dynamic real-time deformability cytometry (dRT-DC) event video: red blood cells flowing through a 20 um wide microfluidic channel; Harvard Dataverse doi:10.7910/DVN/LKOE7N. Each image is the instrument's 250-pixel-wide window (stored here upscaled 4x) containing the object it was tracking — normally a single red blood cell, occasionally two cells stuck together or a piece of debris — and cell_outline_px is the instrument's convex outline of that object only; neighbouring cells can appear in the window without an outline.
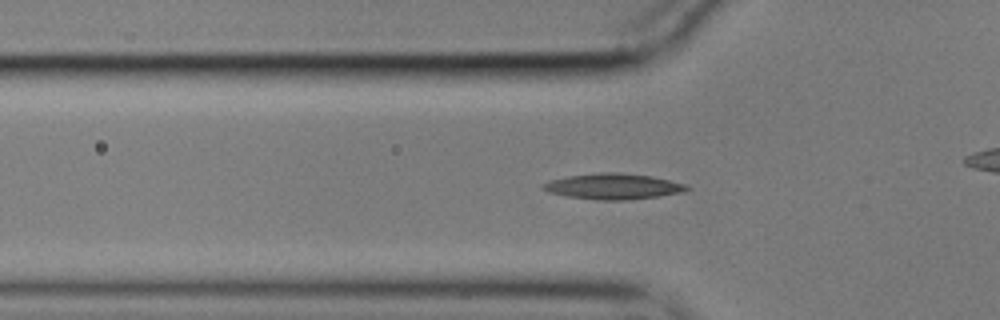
{"species": "common noctule bat (a hibernating species)", "species_latin": "Nyctalus noctula", "temperature_condition": "cold", "stored_images_in_passage": 56, "camera_frame_rate_fps": 3000, "um_per_image_px": 0.085, "animal": {"sex": "male", "body_mass_g": 17.9}, "frame": {"image": 1, "passage_image": 17, "time_ms": 5.333, "image_size_px": [1000, 320], "cell_outline_px": [[688, 188], [680, 192], [656, 196], [628, 200], [600, 200], [568, 196], [548, 192], [540, 188], [540, 184], [548, 180], [568, 176], [600, 172], [616, 172], [652, 176], [684, 184]], "centroid_in_image_um": [52.01, 15.83], "position_along_channel_um": 73.8, "area_um2": 21.33}}
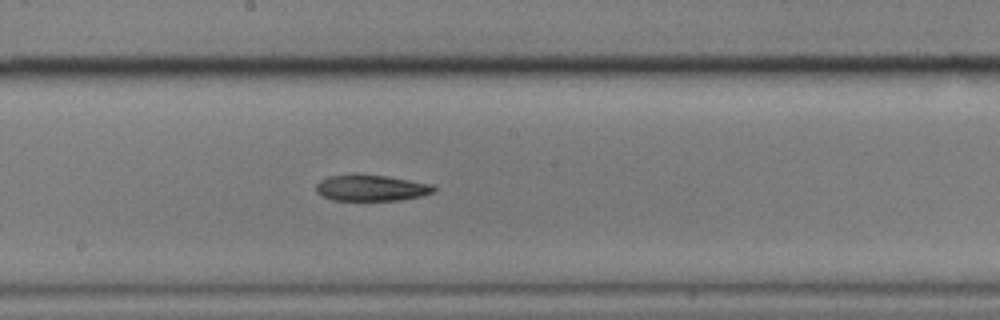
{"frame": {"image": 2, "passage_image": 29, "time_ms": 9.333, "image_size_px": [1000, 320], "cell_outline_px": [[436, 192], [420, 196], [400, 200], [332, 200], [316, 192], [316, 184], [320, 180], [328, 176], [352, 172], [356, 172], [388, 176], [432, 184], [436, 188]], "centroid_in_image_um": [31.53, 15.94], "position_along_channel_um": 216.7, "area_um2": 18.44}}
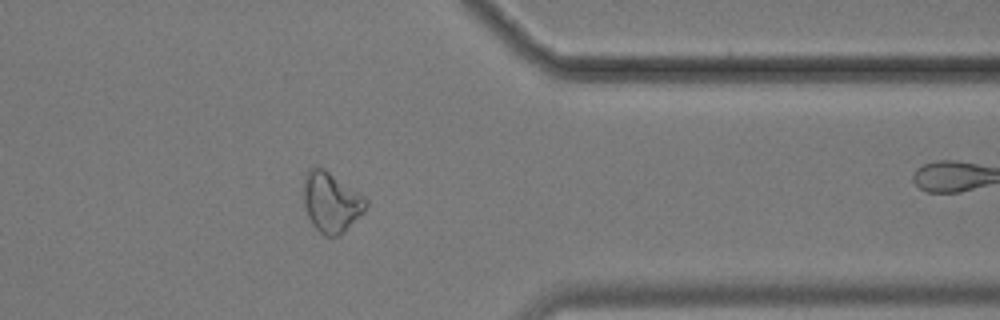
{"frame": {"image": 3, "passage_image": 44, "time_ms": 14.333, "image_size_px": [1000, 320], "cell_outline_px": [[368, 204], [364, 212], [340, 236], [324, 236], [312, 224], [308, 216], [304, 204], [304, 176], [308, 168], [316, 164], [324, 168], [364, 196], [368, 200]], "centroid_in_image_um": [28.15, 17.16], "position_along_channel_um": 383.3, "area_um2": 22.02}}